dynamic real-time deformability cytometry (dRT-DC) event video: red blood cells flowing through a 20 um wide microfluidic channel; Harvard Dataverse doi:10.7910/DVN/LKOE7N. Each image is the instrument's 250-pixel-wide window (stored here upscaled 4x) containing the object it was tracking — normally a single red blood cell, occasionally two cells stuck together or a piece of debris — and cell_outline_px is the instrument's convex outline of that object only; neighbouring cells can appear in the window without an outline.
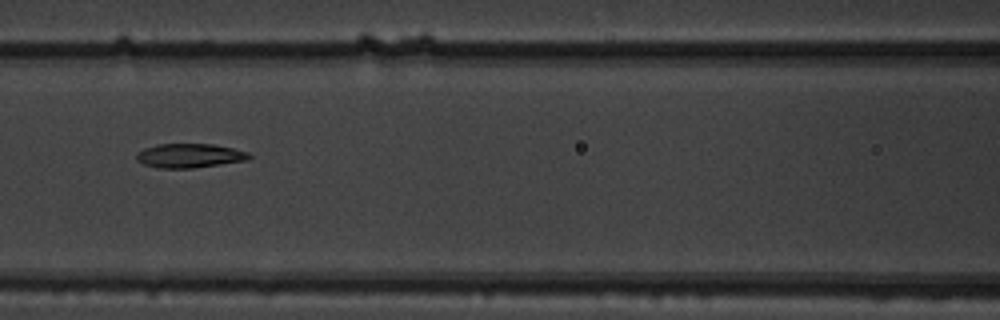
{"species": "common noctule bat (a hibernating species)", "species_latin": "Nyctalus noctula", "temperature_condition": "warm", "stored_images_in_passage": 7, "camera_frame_rate_fps": 3000, "um_per_image_px": 0.085, "animal": {"sex": "male", "body_mass_g": 19.5, "forearm_length_mm": 54.6}, "frame": {"image": 1, "passage_image": 5, "time_ms": 1.333, "image_size_px": [1000, 320], "cell_outline_px": [[252, 156], [248, 160], [192, 168], [160, 168], [144, 164], [136, 160], [136, 152], [144, 148], [156, 144], [212, 144], [232, 148], [248, 152]], "centroid_in_image_um": [16.09, 13.23], "position_along_channel_um": 150.5, "area_um2": 15.84}}
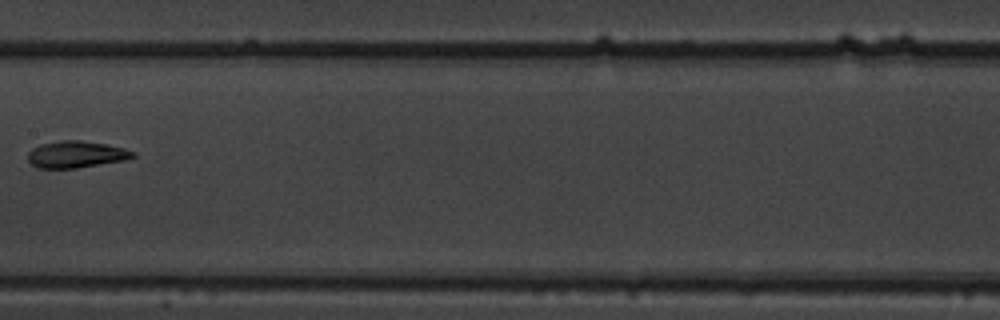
{"frame": {"image": 2, "passage_image": 6, "time_ms": 1.667, "image_size_px": [1000, 320], "cell_outline_px": [[136, 156], [124, 160], [76, 168], [36, 168], [28, 160], [28, 152], [32, 148], [40, 144], [60, 140], [80, 140], [108, 144], [124, 148], [136, 152]], "centroid_in_image_um": [6.47, 13.11], "position_along_channel_um": 200.9, "area_um2": 16.47}}
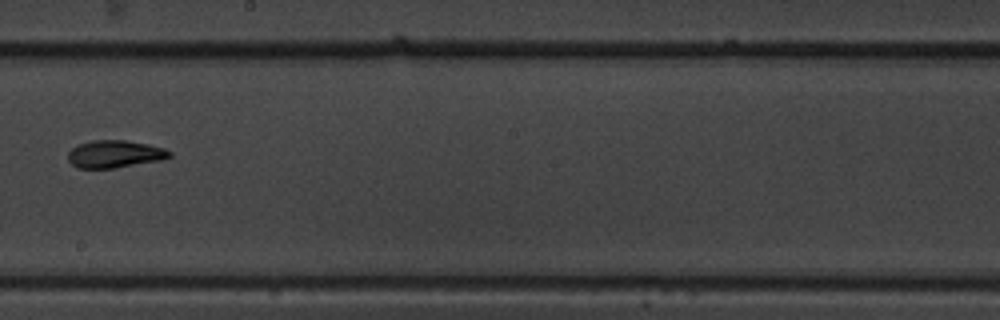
{"frame": {"image": 3, "passage_image": 7, "time_ms": 2.0, "image_size_px": [1000, 320], "cell_outline_px": [[172, 156], [160, 160], [116, 168], [76, 168], [68, 160], [68, 152], [72, 148], [80, 144], [92, 140], [124, 140], [148, 144], [164, 148], [172, 152]], "centroid_in_image_um": [9.75, 13.09], "position_along_channel_um": 238.4, "area_um2": 16.24}}